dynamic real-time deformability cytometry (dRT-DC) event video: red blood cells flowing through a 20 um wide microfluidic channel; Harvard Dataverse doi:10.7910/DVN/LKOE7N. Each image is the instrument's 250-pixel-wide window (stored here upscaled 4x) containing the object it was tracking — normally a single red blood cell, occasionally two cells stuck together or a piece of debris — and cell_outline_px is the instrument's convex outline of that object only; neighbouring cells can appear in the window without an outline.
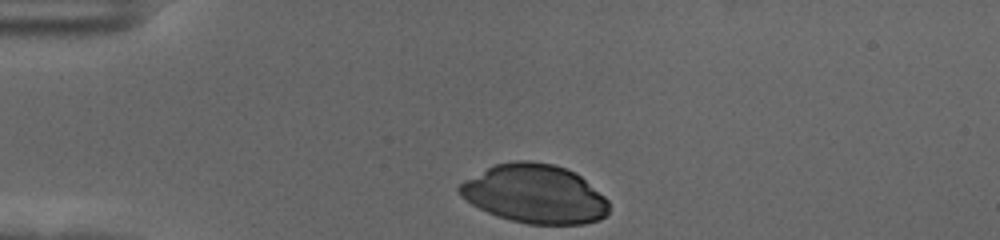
{"species": "human", "species_latin": "Homo sapiens", "temperature_condition": "cold", "stored_images_in_passage": 34, "camera_frame_rate_fps": 3000, "um_per_image_px": 0.085, "donor": {"sex": "female"}, "frame": {"image": 1, "passage_image": 1, "time_ms": 0.0, "image_size_px": [1000, 240], "cell_outline_px": [[608, 212], [600, 220], [584, 224], [528, 224], [496, 216], [472, 204], [460, 196], [456, 188], [464, 180], [496, 164], [516, 160], [528, 160], [552, 164], [576, 172], [604, 196], [608, 200]], "centroid_in_image_um": [45.45, 16.48], "position_along_channel_um": 39.5, "area_um2": 51.1}}
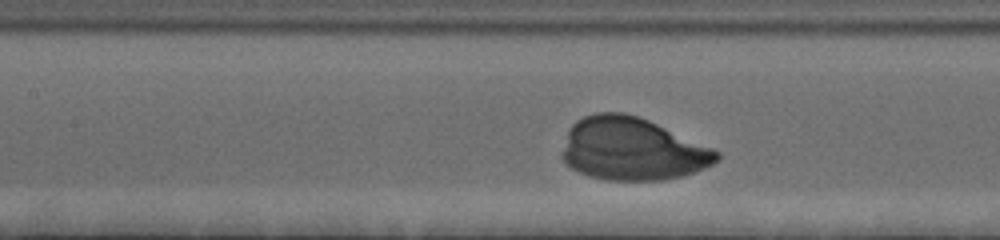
{"frame": {"image": 2, "passage_image": 14, "time_ms": 4.333, "image_size_px": [1000, 240], "cell_outline_px": [[720, 156], [712, 164], [704, 168], [684, 176], [664, 180], [608, 180], [588, 176], [572, 168], [564, 160], [564, 148], [568, 132], [572, 124], [576, 120], [584, 116], [596, 112], [624, 112], [648, 120], [712, 148], [720, 152]], "centroid_in_image_um": [53.75, 12.67], "position_along_channel_um": 153.7, "area_um2": 55.95}}
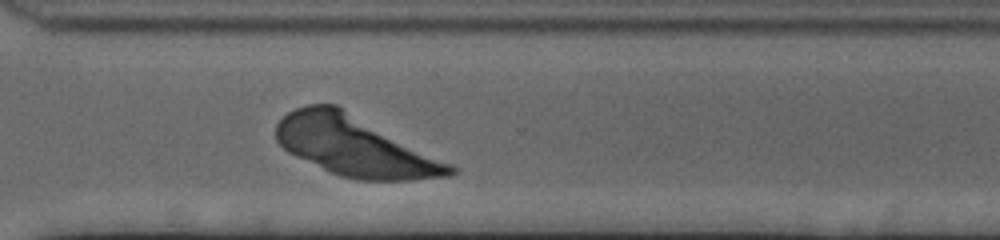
{"frame": {"image": 3, "passage_image": 30, "time_ms": 9.667, "image_size_px": [1000, 240], "cell_outline_px": [[460, 172], [452, 176], [408, 180], [356, 180], [340, 176], [296, 156], [288, 152], [276, 140], [276, 124], [288, 112], [296, 108], [308, 104], [336, 104], [460, 168]], "centroid_in_image_um": [30.21, 12.43], "position_along_channel_um": 340.4, "area_um2": 60.52}}